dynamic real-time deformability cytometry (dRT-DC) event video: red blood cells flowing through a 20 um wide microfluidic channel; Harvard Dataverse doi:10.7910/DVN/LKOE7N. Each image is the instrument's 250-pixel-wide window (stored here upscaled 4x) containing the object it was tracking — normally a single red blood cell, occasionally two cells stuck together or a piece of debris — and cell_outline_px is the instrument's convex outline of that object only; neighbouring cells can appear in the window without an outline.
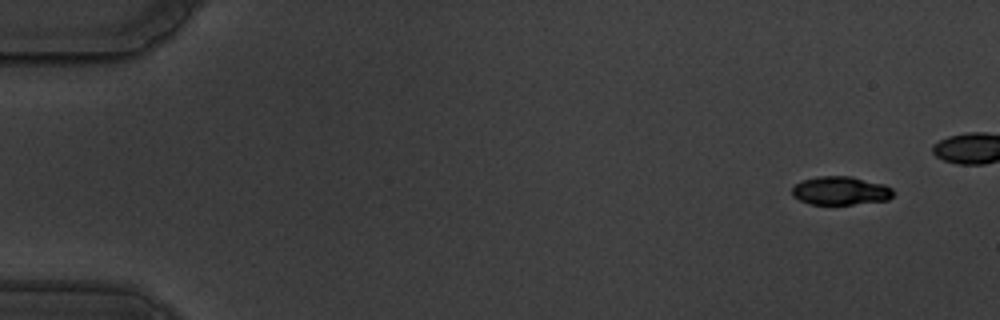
{"species": "common noctule bat (a hibernating species)", "species_latin": "Nyctalus noctula", "temperature_condition": "warm", "stored_images_in_passage": 52, "camera_frame_rate_fps": 3000, "um_per_image_px": 0.085, "animal": {"sex": "male", "body_mass_g": 19.5, "forearm_length_mm": 54.6}, "frame": {"image": 1, "passage_image": 5, "time_ms": 1.333, "image_size_px": [1000, 320], "cell_outline_px": [[892, 196], [888, 200], [852, 204], [808, 204], [792, 196], [792, 188], [796, 184], [804, 180], [816, 176], [852, 176], [884, 184], [892, 188]], "centroid_in_image_um": [71.44, 16.2], "position_along_channel_um": 13.6, "area_um2": 16.76}}
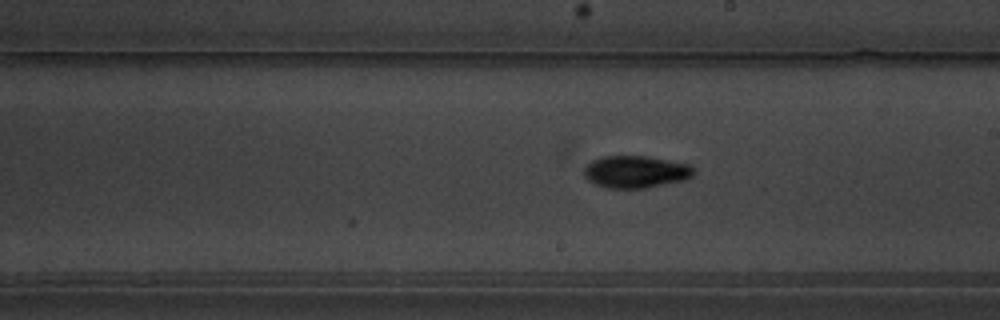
{"frame": {"image": 2, "passage_image": 35, "time_ms": 11.333, "image_size_px": [1000, 320], "cell_outline_px": [[696, 172], [692, 176], [684, 180], [644, 188], [608, 188], [596, 184], [588, 180], [584, 176], [584, 168], [592, 160], [604, 156], [644, 156], [668, 160], [688, 164]], "centroid_in_image_um": [54.02, 14.6], "position_along_channel_um": 235.0, "area_um2": 20.4}}
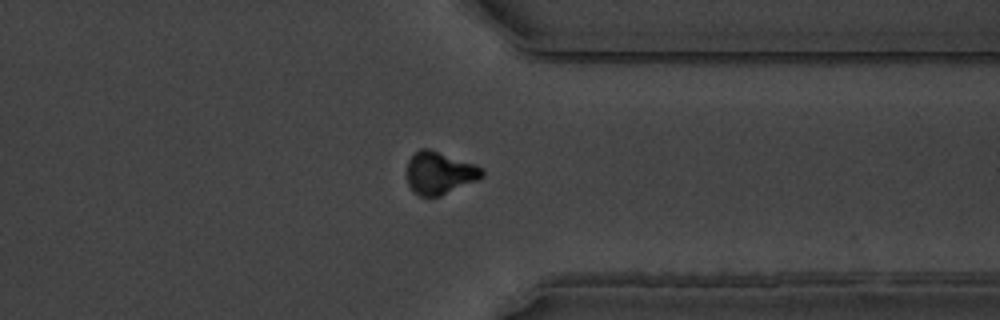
{"frame": {"image": 3, "passage_image": 47, "time_ms": 15.333, "image_size_px": [1000, 320], "cell_outline_px": [[484, 176], [480, 180], [440, 196], [420, 196], [412, 192], [408, 184], [408, 160], [420, 148], [428, 148], [476, 164], [484, 168]], "centroid_in_image_um": [37.41, 14.71], "position_along_channel_um": 374.0, "area_um2": 18.84}}